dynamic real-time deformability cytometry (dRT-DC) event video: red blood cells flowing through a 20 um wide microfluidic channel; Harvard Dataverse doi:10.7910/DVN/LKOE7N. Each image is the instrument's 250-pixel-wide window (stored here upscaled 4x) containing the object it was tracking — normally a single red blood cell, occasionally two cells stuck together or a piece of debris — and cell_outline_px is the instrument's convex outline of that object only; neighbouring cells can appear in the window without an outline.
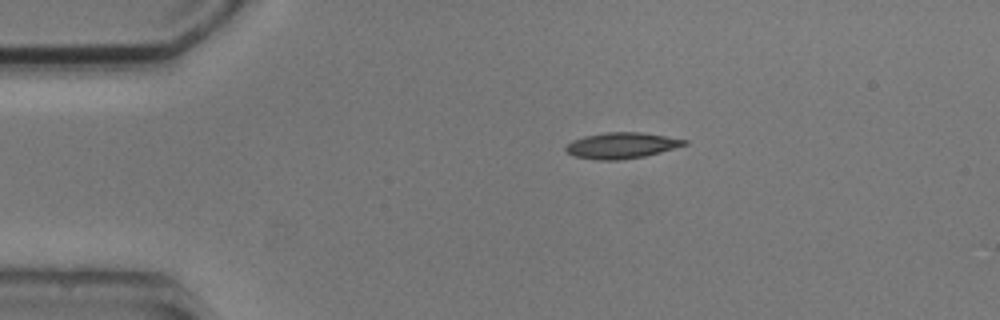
{"species": "common noctule bat (a hibernating species)", "species_latin": "Nyctalus noctula", "temperature_condition": "cold", "stored_images_in_passage": 4, "camera_frame_rate_fps": 3000, "um_per_image_px": 0.085, "animal": {"sex": "male", "body_mass_g": 20.5, "forearm_length_mm": 52.5}, "frame": {"image": 1, "passage_image": 1, "time_ms": 0.0, "image_size_px": [1000, 320], "cell_outline_px": [[688, 144], [660, 152], [644, 156], [620, 160], [596, 160], [576, 156], [568, 152], [564, 148], [572, 140], [584, 136], [608, 132], [640, 132], [688, 140]], "centroid_in_image_um": [52.83, 12.36], "position_along_channel_um": 32.2, "area_um2": 17.74}}
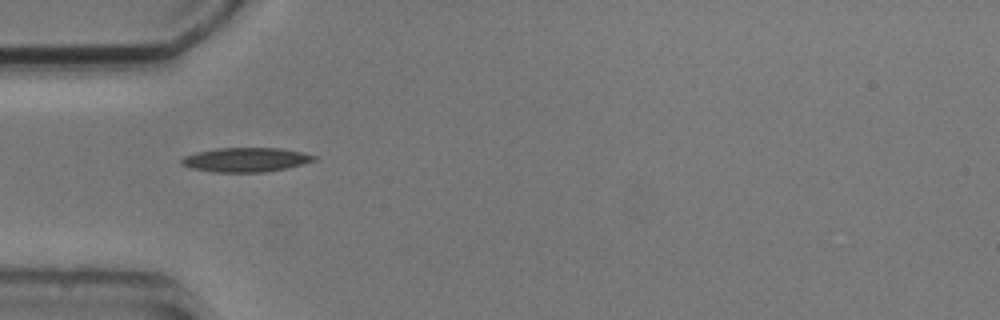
{"frame": {"image": 2, "passage_image": 2, "time_ms": 2.0, "image_size_px": [1000, 320], "cell_outline_px": [[316, 160], [304, 164], [264, 172], [212, 172], [192, 168], [180, 164], [180, 160], [184, 156], [196, 152], [216, 148], [280, 148], [300, 152], [316, 156]], "centroid_in_image_um": [20.86, 13.57], "position_along_channel_um": 64.1, "area_um2": 18.67}}